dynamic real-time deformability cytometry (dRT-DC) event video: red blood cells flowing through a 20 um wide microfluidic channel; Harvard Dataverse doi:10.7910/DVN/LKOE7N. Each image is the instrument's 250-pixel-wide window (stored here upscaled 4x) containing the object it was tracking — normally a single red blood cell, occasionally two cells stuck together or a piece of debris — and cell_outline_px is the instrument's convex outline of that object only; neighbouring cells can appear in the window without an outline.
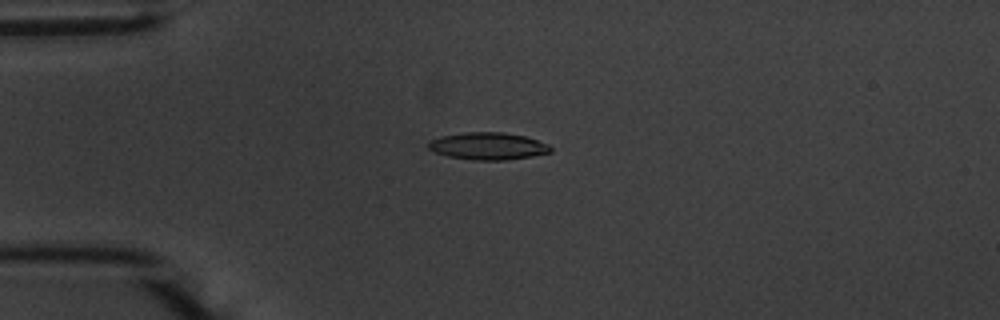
{"species": "common noctule bat (a hibernating species)", "species_latin": "Nyctalus noctula", "temperature_condition": "warm", "stored_images_in_passage": 43, "camera_frame_rate_fps": 3000, "um_per_image_px": 0.085, "animal": {"sex": "male", "body_mass_g": 20.1, "forearm_length_mm": 53.5}, "frame": {"image": 1, "passage_image": 2, "time_ms": 0.333, "image_size_px": [1000, 320], "cell_outline_px": [[552, 152], [532, 156], [504, 160], [472, 160], [448, 156], [436, 152], [428, 148], [428, 140], [440, 136], [464, 132], [504, 132], [524, 136], [548, 144], [552, 148]], "centroid_in_image_um": [41.46, 12.41], "position_along_channel_um": 43.5, "area_um2": 19.42}}
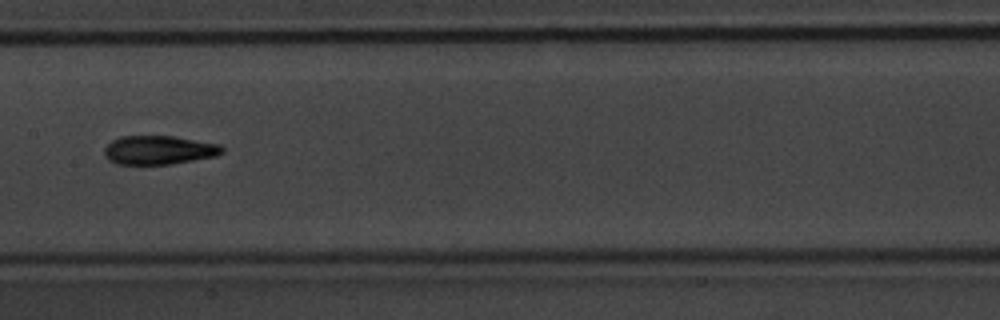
{"frame": {"image": 2, "passage_image": 16, "time_ms": 5.0, "image_size_px": [1000, 320], "cell_outline_px": [[224, 152], [216, 156], [172, 164], [116, 164], [108, 160], [104, 156], [104, 148], [112, 140], [120, 136], [172, 136], [220, 144], [224, 148]], "centroid_in_image_um": [13.49, 12.76], "position_along_channel_um": 193.9, "area_um2": 19.88}}
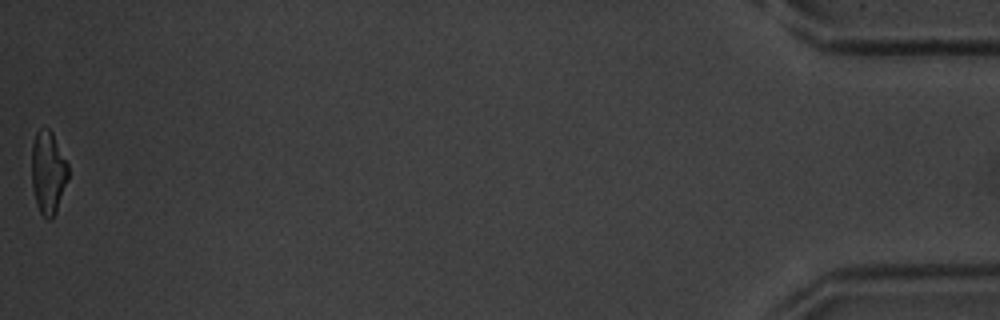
{"frame": {"image": 3, "passage_image": 43, "time_ms": 14.0, "image_size_px": [1000, 320], "cell_outline_px": [[68, 180], [56, 212], [52, 220], [48, 220], [40, 212], [36, 204], [32, 188], [32, 144], [36, 132], [48, 128], [52, 132], [68, 164]], "centroid_in_image_um": [4.09, 14.7], "position_along_channel_um": 431.1, "area_um2": 17.63}, "authors_computed_cell_mechanics": {"area_um2": 19.2474, "velocity_mm_per_s": 3.6908, "shape_relaxation_time_tau1_ms": 4.1857, "shape_relaxation_time_tau2_ms": 2.8531, "deformation_change_tau1": 0.1612, "deformation_change_tau2": 0.1081}}